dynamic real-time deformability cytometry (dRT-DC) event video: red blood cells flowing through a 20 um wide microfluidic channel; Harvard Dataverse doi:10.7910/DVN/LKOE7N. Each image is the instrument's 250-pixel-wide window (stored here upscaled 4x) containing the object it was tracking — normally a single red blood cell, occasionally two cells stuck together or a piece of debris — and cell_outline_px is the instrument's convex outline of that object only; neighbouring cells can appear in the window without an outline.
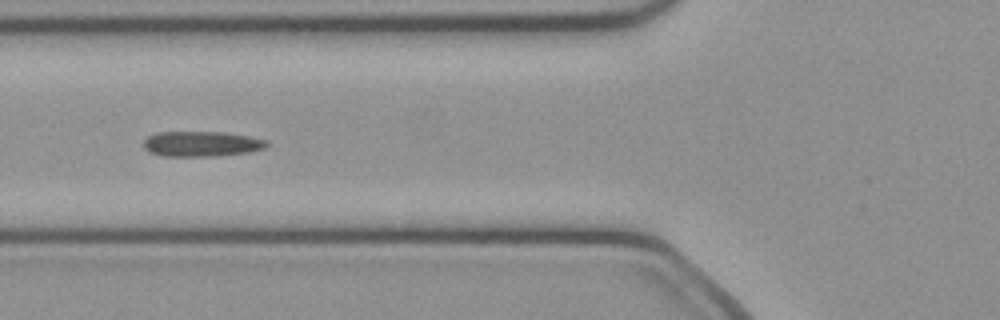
{"species": "common noctule bat (a hibernating species)", "species_latin": "Nyctalus noctula", "temperature_condition": "cold", "stored_images_in_passage": 38, "camera_frame_rate_fps": 3000, "um_per_image_px": 0.085, "animal": {"sex": "female", "body_mass_g": 21.9}, "frame": {"image": 1, "passage_image": 6, "time_ms": 1.667, "image_size_px": [1000, 320], "cell_outline_px": [[268, 144], [264, 148], [248, 152], [216, 156], [160, 156], [148, 152], [144, 148], [144, 140], [148, 136], [156, 132], [224, 132], [248, 136], [268, 140]], "centroid_in_image_um": [17.1, 12.23], "position_along_channel_um": 108.7, "area_um2": 18.21}}
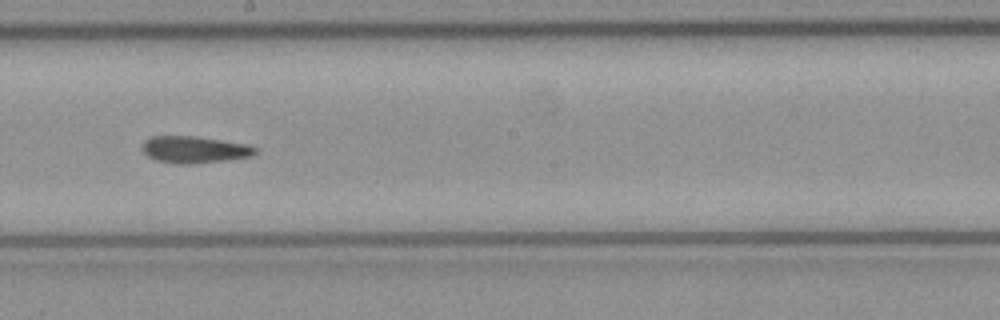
{"frame": {"image": 2, "passage_image": 15, "time_ms": 4.667, "image_size_px": [1000, 320], "cell_outline_px": [[256, 152], [252, 156], [228, 160], [192, 164], [176, 164], [156, 160], [148, 156], [140, 148], [140, 144], [144, 140], [152, 136], [196, 136], [248, 144], [256, 148]], "centroid_in_image_um": [16.49, 12.71], "position_along_channel_um": 231.7, "area_um2": 17.92}}
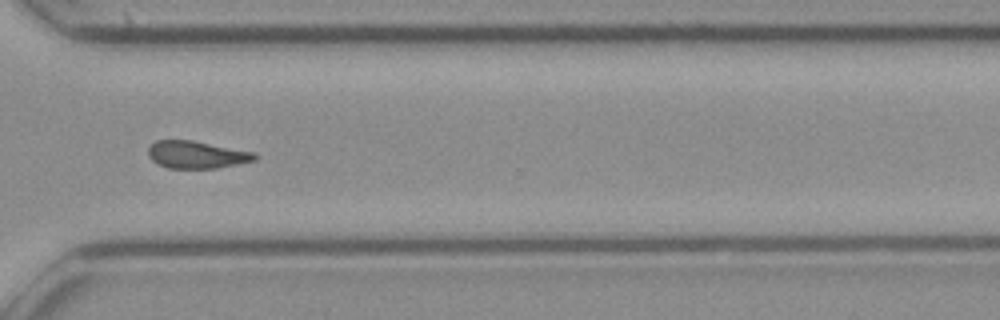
{"frame": {"image": 3, "passage_image": 24, "time_ms": 7.667, "image_size_px": [1000, 320], "cell_outline_px": [[260, 156], [256, 160], [216, 168], [168, 168], [152, 160], [148, 156], [148, 148], [156, 140], [192, 140], [256, 152]], "centroid_in_image_um": [16.75, 13.14], "position_along_channel_um": 353.8, "area_um2": 17.05}, "authors_computed_cell_mechanics": {"area_um2": 17.4267, "velocity_mm_per_s": 4.0804, "shape_relaxation_time_tau1_ms": null, "shape_relaxation_time_tau2_ms": 8.8986, "deformation_change_tau1": null, "deformation_change_tau2": 0.1601}}